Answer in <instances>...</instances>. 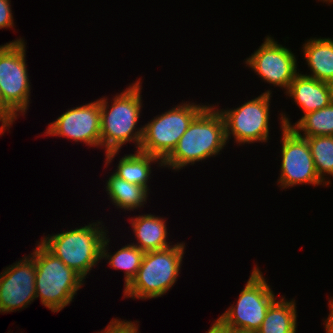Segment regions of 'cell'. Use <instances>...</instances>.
Listing matches in <instances>:
<instances>
[{
  "mask_svg": "<svg viewBox=\"0 0 333 333\" xmlns=\"http://www.w3.org/2000/svg\"><path fill=\"white\" fill-rule=\"evenodd\" d=\"M324 2H329V3H332L333 4V0H322Z\"/></svg>",
  "mask_w": 333,
  "mask_h": 333,
  "instance_id": "31",
  "label": "cell"
},
{
  "mask_svg": "<svg viewBox=\"0 0 333 333\" xmlns=\"http://www.w3.org/2000/svg\"><path fill=\"white\" fill-rule=\"evenodd\" d=\"M0 118L3 120V97L0 89Z\"/></svg>",
  "mask_w": 333,
  "mask_h": 333,
  "instance_id": "28",
  "label": "cell"
},
{
  "mask_svg": "<svg viewBox=\"0 0 333 333\" xmlns=\"http://www.w3.org/2000/svg\"><path fill=\"white\" fill-rule=\"evenodd\" d=\"M108 236L104 238L101 247V259H108L109 265L114 269L125 270V287L132 281L139 270L144 256V252L138 247L134 246L132 243L127 244L120 248L117 252L111 255L108 253L109 239ZM107 251V252H106Z\"/></svg>",
  "mask_w": 333,
  "mask_h": 333,
  "instance_id": "21",
  "label": "cell"
},
{
  "mask_svg": "<svg viewBox=\"0 0 333 333\" xmlns=\"http://www.w3.org/2000/svg\"><path fill=\"white\" fill-rule=\"evenodd\" d=\"M228 333H253L252 331H244L238 329H228Z\"/></svg>",
  "mask_w": 333,
  "mask_h": 333,
  "instance_id": "30",
  "label": "cell"
},
{
  "mask_svg": "<svg viewBox=\"0 0 333 333\" xmlns=\"http://www.w3.org/2000/svg\"><path fill=\"white\" fill-rule=\"evenodd\" d=\"M141 84L139 78L123 92L115 95L110 108L105 97L100 99L101 147H105L107 165L112 162L125 143L133 141L139 150L143 127L138 129L136 127L142 107Z\"/></svg>",
  "mask_w": 333,
  "mask_h": 333,
  "instance_id": "1",
  "label": "cell"
},
{
  "mask_svg": "<svg viewBox=\"0 0 333 333\" xmlns=\"http://www.w3.org/2000/svg\"><path fill=\"white\" fill-rule=\"evenodd\" d=\"M106 185L107 195L117 208L131 211L143 207L147 201L149 190L121 179L114 173L109 177Z\"/></svg>",
  "mask_w": 333,
  "mask_h": 333,
  "instance_id": "20",
  "label": "cell"
},
{
  "mask_svg": "<svg viewBox=\"0 0 333 333\" xmlns=\"http://www.w3.org/2000/svg\"><path fill=\"white\" fill-rule=\"evenodd\" d=\"M0 122L2 123L1 124L2 126H0V135H2L5 132L4 130L9 129V128H7L9 126H7L1 118H0Z\"/></svg>",
  "mask_w": 333,
  "mask_h": 333,
  "instance_id": "29",
  "label": "cell"
},
{
  "mask_svg": "<svg viewBox=\"0 0 333 333\" xmlns=\"http://www.w3.org/2000/svg\"><path fill=\"white\" fill-rule=\"evenodd\" d=\"M138 326L136 322L114 319L107 328L98 333H139Z\"/></svg>",
  "mask_w": 333,
  "mask_h": 333,
  "instance_id": "23",
  "label": "cell"
},
{
  "mask_svg": "<svg viewBox=\"0 0 333 333\" xmlns=\"http://www.w3.org/2000/svg\"><path fill=\"white\" fill-rule=\"evenodd\" d=\"M135 152V154L123 156L113 173L121 179L143 186L148 190L149 187L147 184L151 174V163L157 162L158 166L161 167L163 166V162L160 158L140 150H136Z\"/></svg>",
  "mask_w": 333,
  "mask_h": 333,
  "instance_id": "17",
  "label": "cell"
},
{
  "mask_svg": "<svg viewBox=\"0 0 333 333\" xmlns=\"http://www.w3.org/2000/svg\"><path fill=\"white\" fill-rule=\"evenodd\" d=\"M45 134L101 147L100 99L67 110L49 124Z\"/></svg>",
  "mask_w": 333,
  "mask_h": 333,
  "instance_id": "12",
  "label": "cell"
},
{
  "mask_svg": "<svg viewBox=\"0 0 333 333\" xmlns=\"http://www.w3.org/2000/svg\"><path fill=\"white\" fill-rule=\"evenodd\" d=\"M37 246L29 254L35 259L36 298L40 296L45 307L54 313L59 312L72 302L84 279L40 242Z\"/></svg>",
  "mask_w": 333,
  "mask_h": 333,
  "instance_id": "5",
  "label": "cell"
},
{
  "mask_svg": "<svg viewBox=\"0 0 333 333\" xmlns=\"http://www.w3.org/2000/svg\"><path fill=\"white\" fill-rule=\"evenodd\" d=\"M327 88L329 92V103L333 105V81L327 82Z\"/></svg>",
  "mask_w": 333,
  "mask_h": 333,
  "instance_id": "27",
  "label": "cell"
},
{
  "mask_svg": "<svg viewBox=\"0 0 333 333\" xmlns=\"http://www.w3.org/2000/svg\"><path fill=\"white\" fill-rule=\"evenodd\" d=\"M303 53L311 71L307 76L326 83L333 81V39L310 38L303 44Z\"/></svg>",
  "mask_w": 333,
  "mask_h": 333,
  "instance_id": "16",
  "label": "cell"
},
{
  "mask_svg": "<svg viewBox=\"0 0 333 333\" xmlns=\"http://www.w3.org/2000/svg\"><path fill=\"white\" fill-rule=\"evenodd\" d=\"M285 92L292 97L298 107H301L303 115L330 104L327 83L309 77L307 74L298 73Z\"/></svg>",
  "mask_w": 333,
  "mask_h": 333,
  "instance_id": "14",
  "label": "cell"
},
{
  "mask_svg": "<svg viewBox=\"0 0 333 333\" xmlns=\"http://www.w3.org/2000/svg\"><path fill=\"white\" fill-rule=\"evenodd\" d=\"M10 2V0H0V29L14 26Z\"/></svg>",
  "mask_w": 333,
  "mask_h": 333,
  "instance_id": "24",
  "label": "cell"
},
{
  "mask_svg": "<svg viewBox=\"0 0 333 333\" xmlns=\"http://www.w3.org/2000/svg\"><path fill=\"white\" fill-rule=\"evenodd\" d=\"M227 142L221 112L208 105L192 120L176 147L162 161L163 167L175 171L183 169L190 163L218 155Z\"/></svg>",
  "mask_w": 333,
  "mask_h": 333,
  "instance_id": "2",
  "label": "cell"
},
{
  "mask_svg": "<svg viewBox=\"0 0 333 333\" xmlns=\"http://www.w3.org/2000/svg\"><path fill=\"white\" fill-rule=\"evenodd\" d=\"M205 107L188 102L157 115L143 126L139 150L163 161L176 147L192 120Z\"/></svg>",
  "mask_w": 333,
  "mask_h": 333,
  "instance_id": "8",
  "label": "cell"
},
{
  "mask_svg": "<svg viewBox=\"0 0 333 333\" xmlns=\"http://www.w3.org/2000/svg\"><path fill=\"white\" fill-rule=\"evenodd\" d=\"M133 232L135 234L136 244L140 250L145 252L161 250L168 248L170 242H167L166 220L152 214L139 215L130 219Z\"/></svg>",
  "mask_w": 333,
  "mask_h": 333,
  "instance_id": "15",
  "label": "cell"
},
{
  "mask_svg": "<svg viewBox=\"0 0 333 333\" xmlns=\"http://www.w3.org/2000/svg\"><path fill=\"white\" fill-rule=\"evenodd\" d=\"M13 264L0 274V313L22 310L36 299L35 259L24 256Z\"/></svg>",
  "mask_w": 333,
  "mask_h": 333,
  "instance_id": "13",
  "label": "cell"
},
{
  "mask_svg": "<svg viewBox=\"0 0 333 333\" xmlns=\"http://www.w3.org/2000/svg\"><path fill=\"white\" fill-rule=\"evenodd\" d=\"M271 93L267 90L237 108L219 110L225 121L226 140L232 134L239 145L268 141Z\"/></svg>",
  "mask_w": 333,
  "mask_h": 333,
  "instance_id": "9",
  "label": "cell"
},
{
  "mask_svg": "<svg viewBox=\"0 0 333 333\" xmlns=\"http://www.w3.org/2000/svg\"><path fill=\"white\" fill-rule=\"evenodd\" d=\"M102 226L100 221L89 223L74 230L48 235L40 243L85 281V276L101 260V247L107 236Z\"/></svg>",
  "mask_w": 333,
  "mask_h": 333,
  "instance_id": "4",
  "label": "cell"
},
{
  "mask_svg": "<svg viewBox=\"0 0 333 333\" xmlns=\"http://www.w3.org/2000/svg\"><path fill=\"white\" fill-rule=\"evenodd\" d=\"M184 243L145 252L141 266L132 281L124 287V298L151 299L161 297L174 286L180 274Z\"/></svg>",
  "mask_w": 333,
  "mask_h": 333,
  "instance_id": "3",
  "label": "cell"
},
{
  "mask_svg": "<svg viewBox=\"0 0 333 333\" xmlns=\"http://www.w3.org/2000/svg\"><path fill=\"white\" fill-rule=\"evenodd\" d=\"M266 282L259 267H254L236 305H231L216 321L225 329L256 332L276 299Z\"/></svg>",
  "mask_w": 333,
  "mask_h": 333,
  "instance_id": "7",
  "label": "cell"
},
{
  "mask_svg": "<svg viewBox=\"0 0 333 333\" xmlns=\"http://www.w3.org/2000/svg\"><path fill=\"white\" fill-rule=\"evenodd\" d=\"M330 313L325 322L326 333H333V298L329 299Z\"/></svg>",
  "mask_w": 333,
  "mask_h": 333,
  "instance_id": "25",
  "label": "cell"
},
{
  "mask_svg": "<svg viewBox=\"0 0 333 333\" xmlns=\"http://www.w3.org/2000/svg\"><path fill=\"white\" fill-rule=\"evenodd\" d=\"M318 176L325 181L326 174L333 177V136L322 135L306 137Z\"/></svg>",
  "mask_w": 333,
  "mask_h": 333,
  "instance_id": "22",
  "label": "cell"
},
{
  "mask_svg": "<svg viewBox=\"0 0 333 333\" xmlns=\"http://www.w3.org/2000/svg\"><path fill=\"white\" fill-rule=\"evenodd\" d=\"M207 333H228V329L223 328L217 321H215Z\"/></svg>",
  "mask_w": 333,
  "mask_h": 333,
  "instance_id": "26",
  "label": "cell"
},
{
  "mask_svg": "<svg viewBox=\"0 0 333 333\" xmlns=\"http://www.w3.org/2000/svg\"><path fill=\"white\" fill-rule=\"evenodd\" d=\"M245 62L261 79L286 91L299 73L296 57L291 50L268 35L264 43Z\"/></svg>",
  "mask_w": 333,
  "mask_h": 333,
  "instance_id": "11",
  "label": "cell"
},
{
  "mask_svg": "<svg viewBox=\"0 0 333 333\" xmlns=\"http://www.w3.org/2000/svg\"><path fill=\"white\" fill-rule=\"evenodd\" d=\"M297 311L295 300L276 299L268 308L267 314L256 333H296Z\"/></svg>",
  "mask_w": 333,
  "mask_h": 333,
  "instance_id": "18",
  "label": "cell"
},
{
  "mask_svg": "<svg viewBox=\"0 0 333 333\" xmlns=\"http://www.w3.org/2000/svg\"><path fill=\"white\" fill-rule=\"evenodd\" d=\"M280 123L292 128L302 137L333 136V105L329 104L324 108L303 115L295 125H291L290 119L286 115L280 114ZM300 132H304L303 135Z\"/></svg>",
  "mask_w": 333,
  "mask_h": 333,
  "instance_id": "19",
  "label": "cell"
},
{
  "mask_svg": "<svg viewBox=\"0 0 333 333\" xmlns=\"http://www.w3.org/2000/svg\"><path fill=\"white\" fill-rule=\"evenodd\" d=\"M23 39L0 45V89L3 97V121L11 126L18 113L25 115L29 107L30 81L26 69Z\"/></svg>",
  "mask_w": 333,
  "mask_h": 333,
  "instance_id": "6",
  "label": "cell"
},
{
  "mask_svg": "<svg viewBox=\"0 0 333 333\" xmlns=\"http://www.w3.org/2000/svg\"><path fill=\"white\" fill-rule=\"evenodd\" d=\"M281 174L278 183L282 188L300 184L327 185L316 171L307 138L298 135L292 128L281 125Z\"/></svg>",
  "mask_w": 333,
  "mask_h": 333,
  "instance_id": "10",
  "label": "cell"
}]
</instances>
